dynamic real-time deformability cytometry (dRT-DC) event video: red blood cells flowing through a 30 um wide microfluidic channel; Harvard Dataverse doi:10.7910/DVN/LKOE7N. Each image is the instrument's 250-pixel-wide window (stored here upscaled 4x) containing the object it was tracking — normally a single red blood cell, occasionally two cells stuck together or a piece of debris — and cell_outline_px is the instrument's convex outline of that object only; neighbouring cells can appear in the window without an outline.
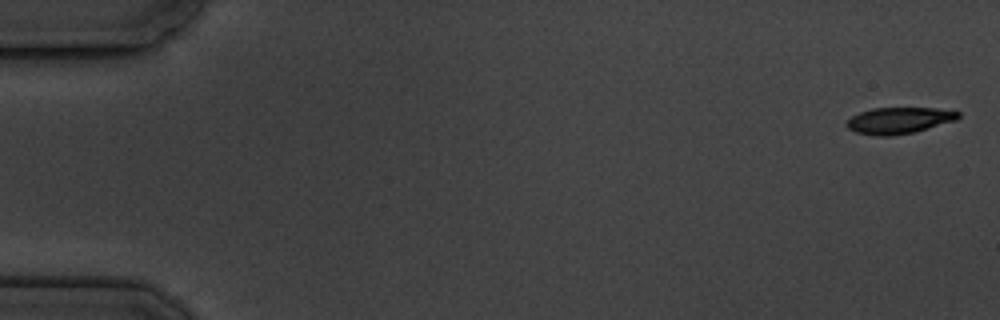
{"species": "common noctule bat (a hibernating species)", "species_latin": "Nyctalus noctula", "temperature_condition": "cold", "stored_images_in_passage": 6, "camera_frame_rate_fps": 3000, "um_per_image_px": 0.085, "animal": {"sex": "male", "body_mass_g": 19.5, "forearm_length_mm": 54.6}, "frame": {"image": 1, "passage_image": 1, "time_ms": 0.0, "image_size_px": [1000, 320], "cell_outline_px": [[960, 116], [956, 120], [916, 132], [892, 136], [876, 136], [856, 132], [848, 128], [844, 124], [852, 116], [860, 112], [872, 108], [936, 108], [960, 112]], "centroid_in_image_um": [76.41, 10.24], "position_along_channel_um": 8.6, "area_um2": 17.22}}
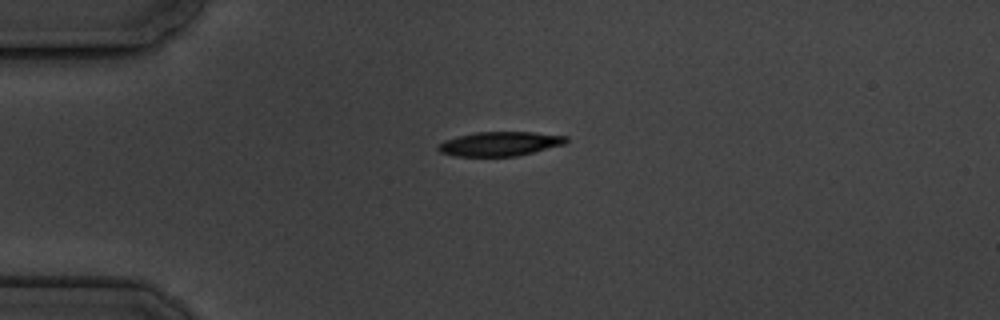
{"frame": {"image": 2, "passage_image": 4, "time_ms": 4.333, "image_size_px": [1000, 320], "cell_outline_px": [[568, 140], [564, 144], [516, 156], [456, 156], [440, 152], [436, 148], [444, 140], [456, 136], [476, 132], [532, 132], [568, 136]], "centroid_in_image_um": [42.46, 12.21], "position_along_channel_um": 42.5, "area_um2": 17.98}}